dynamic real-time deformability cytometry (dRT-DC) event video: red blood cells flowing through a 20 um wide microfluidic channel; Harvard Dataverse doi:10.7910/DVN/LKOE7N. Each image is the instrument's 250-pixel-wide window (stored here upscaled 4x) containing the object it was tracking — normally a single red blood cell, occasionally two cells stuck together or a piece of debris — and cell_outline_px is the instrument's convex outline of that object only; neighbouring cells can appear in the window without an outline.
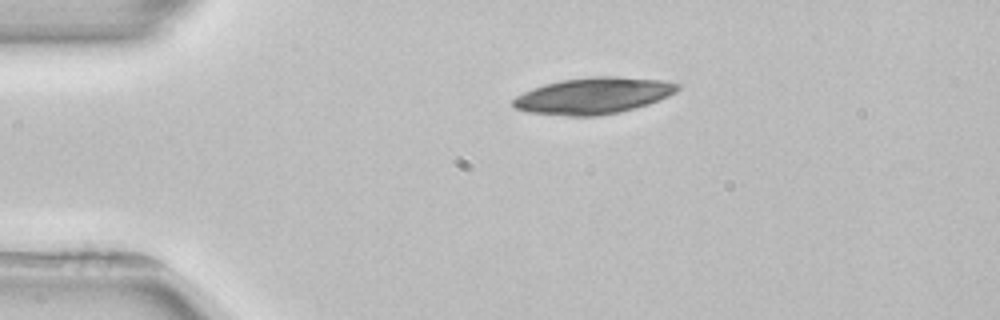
{"species": "common noctule bat (a hibernating species)", "species_latin": "Nyctalus noctula", "temperature_condition": "room temperature", "stored_images_in_passage": 3, "camera_frame_rate_fps": 3000, "um_per_image_px": 0.085, "animal": {"sex": "female", "body_mass_g": 22.7, "forearm_length_mm": 54.2}, "frame": {"image": 1, "passage_image": 1, "time_ms": 0.0, "image_size_px": [1000, 320], "cell_outline_px": [[680, 88], [676, 92], [668, 96], [648, 104], [620, 112], [600, 116], [564, 116], [528, 112], [516, 108], [512, 104], [512, 100], [516, 96], [532, 88], [544, 84], [560, 80], [596, 76], [620, 76], [664, 80], [680, 84]], "centroid_in_image_um": [50.45, 8.13], "position_along_channel_um": 34.6, "area_um2": 35.08}}